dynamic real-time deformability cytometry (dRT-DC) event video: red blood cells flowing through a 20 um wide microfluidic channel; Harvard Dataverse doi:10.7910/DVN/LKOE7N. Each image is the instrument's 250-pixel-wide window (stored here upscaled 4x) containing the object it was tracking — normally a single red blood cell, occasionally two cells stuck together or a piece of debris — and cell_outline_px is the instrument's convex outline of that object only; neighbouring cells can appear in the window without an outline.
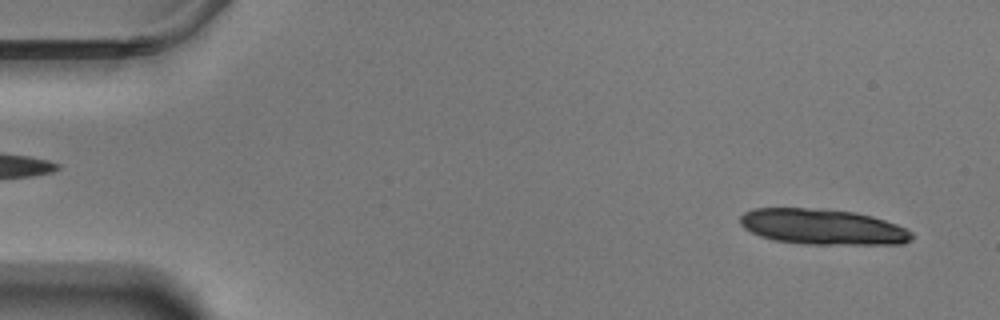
{"species": "Egyptian fruit bat (a non-hibernating species)", "species_latin": "Rousettus aegyptiacus", "temperature_condition": "warm", "stored_images_in_passage": 16, "camera_frame_rate_fps": 3000, "um_per_image_px": 0.085, "animal": {"sex": "male"}, "frame": {"image": 1, "passage_image": 3, "time_ms": 0.667, "image_size_px": [1000, 320], "cell_outline_px": [[912, 240], [904, 244], [804, 244], [772, 240], [760, 236], [744, 228], [740, 224], [740, 216], [744, 212], [752, 208], [808, 208], [856, 212], [872, 216], [896, 224], [912, 232]], "centroid_in_image_um": [69.9, 19.28], "position_along_channel_um": 15.1, "area_um2": 35.66}}